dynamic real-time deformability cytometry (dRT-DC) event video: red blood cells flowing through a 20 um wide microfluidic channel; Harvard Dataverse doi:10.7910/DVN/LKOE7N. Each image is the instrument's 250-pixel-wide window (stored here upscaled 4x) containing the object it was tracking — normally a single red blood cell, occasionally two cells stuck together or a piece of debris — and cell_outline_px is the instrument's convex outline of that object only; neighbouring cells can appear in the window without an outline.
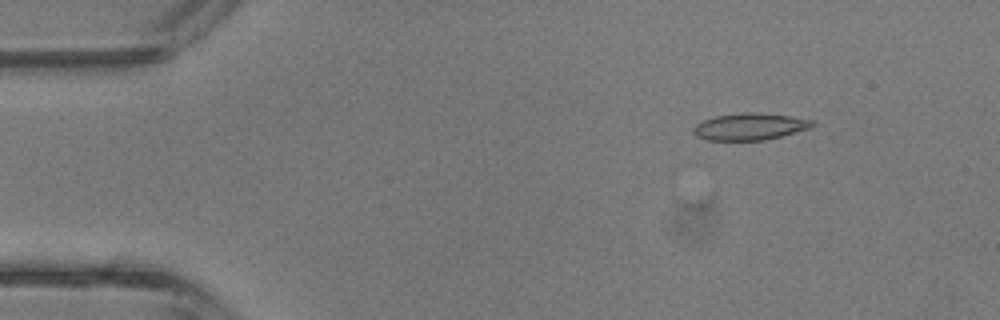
{"species": "common noctule bat (a hibernating species)", "species_latin": "Nyctalus noctula", "temperature_condition": "room temperature", "stored_images_in_passage": 4, "camera_frame_rate_fps": 3000, "um_per_image_px": 0.085, "animal": {"sex": "male", "body_mass_g": 13.3}, "frame": {"image": 1, "passage_image": 1, "time_ms": 0.0, "image_size_px": [1000, 320], "cell_outline_px": [[816, 124], [812, 128], [764, 140], [708, 140], [696, 136], [692, 132], [692, 128], [696, 124], [704, 120], [716, 116], [744, 112], [756, 112], [792, 116], [816, 120]], "centroid_in_image_um": [63.78, 10.75], "position_along_channel_um": 21.2, "area_um2": 18.79}}